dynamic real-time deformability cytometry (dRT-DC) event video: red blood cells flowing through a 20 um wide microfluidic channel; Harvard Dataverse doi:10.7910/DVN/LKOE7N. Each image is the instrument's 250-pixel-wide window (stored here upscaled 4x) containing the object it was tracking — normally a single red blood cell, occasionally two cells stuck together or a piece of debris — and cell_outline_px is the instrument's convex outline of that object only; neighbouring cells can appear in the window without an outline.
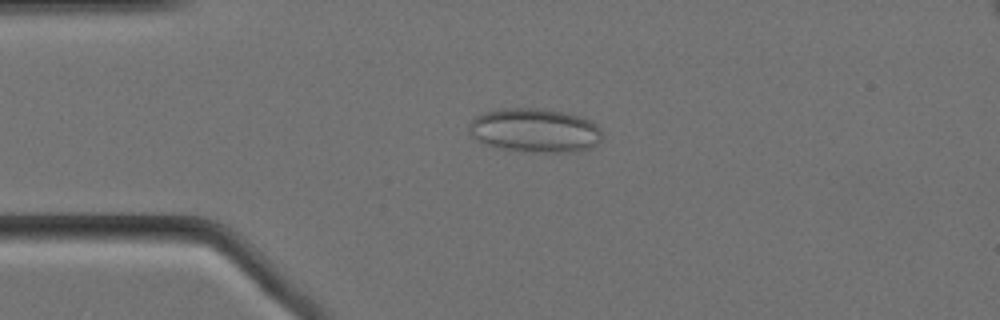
{"species": "Egyptian fruit bat (a non-hibernating species)", "species_latin": "Rousettus aegyptiacus", "temperature_condition": "cold", "stored_images_in_passage": 57, "camera_frame_rate_fps": 3000, "um_per_image_px": 0.085, "animal": {"sex": "female"}, "frame": {"image": 1, "passage_image": 12, "time_ms": 3.667, "image_size_px": [1000, 320], "cell_outline_px": [[600, 140], [592, 148], [572, 152], [524, 152], [500, 148], [488, 144], [472, 136], [468, 132], [468, 124], [476, 116], [484, 112], [504, 108], [536, 108], [560, 112], [580, 116], [596, 124], [600, 128]], "centroid_in_image_um": [45.45, 11.09], "position_along_channel_um": 39.6, "area_um2": 33.99}}
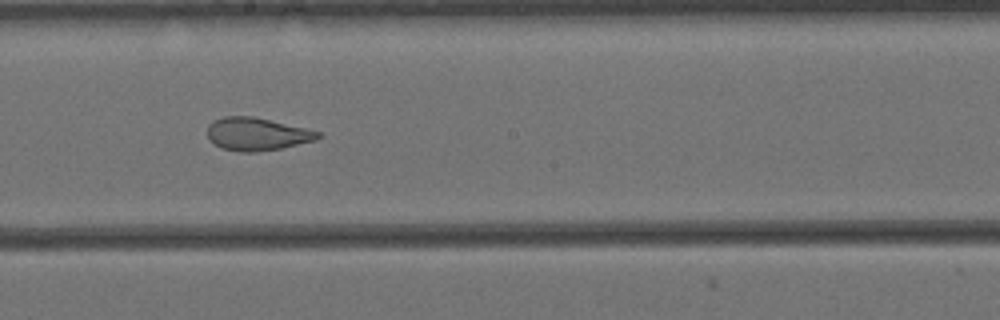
{"frame": {"image": 2, "passage_image": 30, "time_ms": 9.667, "image_size_px": [1000, 320], "cell_outline_px": [[320, 136], [316, 140], [280, 148], [256, 152], [240, 152], [220, 148], [208, 140], [208, 124], [212, 120], [224, 116], [252, 116], [304, 128], [320, 132]], "centroid_in_image_um": [21.77, 11.4], "position_along_channel_um": 226.4, "area_um2": 21.1}}
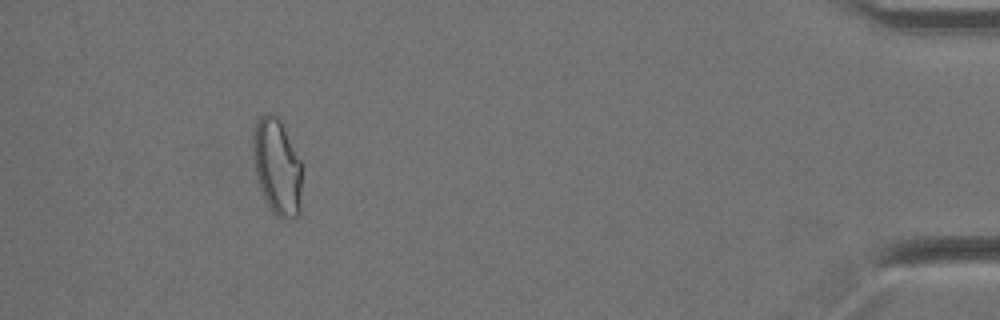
{"frame": {"image": 3, "passage_image": 52, "time_ms": 17.0, "image_size_px": [1000, 320], "cell_outline_px": [[304, 168], [300, 212], [296, 216], [276, 216], [272, 212], [264, 200], [256, 180], [252, 160], [252, 136], [256, 124], [260, 116], [264, 112], [272, 112], [280, 120], [304, 164]], "centroid_in_image_um": [23.56, 14.15], "position_along_channel_um": 411.6, "area_um2": 28.55}, "authors_computed_cell_mechanics": {"area_um2": 26.1834, "velocity_mm_per_s": 3.4466, "shape_relaxation_time_tau1_ms": null, "shape_relaxation_time_tau2_ms": 1.5209, "deformation_change_tau1": null, "deformation_change_tau2": 0.0815}}